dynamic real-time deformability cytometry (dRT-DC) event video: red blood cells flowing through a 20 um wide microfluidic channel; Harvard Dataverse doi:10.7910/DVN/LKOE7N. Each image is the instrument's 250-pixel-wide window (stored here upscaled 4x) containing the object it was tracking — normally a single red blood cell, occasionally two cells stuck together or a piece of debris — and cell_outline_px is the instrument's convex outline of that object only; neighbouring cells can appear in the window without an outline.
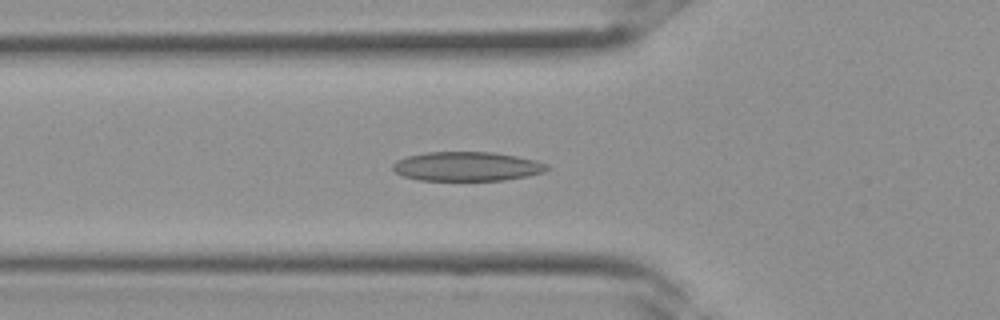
{"species": "Egyptian fruit bat (a non-hibernating species)", "species_latin": "Rousettus aegyptiacus", "temperature_condition": "room temperature", "stored_images_in_passage": 29, "camera_frame_rate_fps": 3000, "um_per_image_px": 0.085, "frame": {"image": 1, "passage_image": 6, "time_ms": 1.667, "image_size_px": [1000, 320], "cell_outline_px": [[548, 168], [544, 172], [528, 176], [504, 180], [420, 180], [404, 176], [396, 172], [392, 168], [392, 164], [396, 160], [408, 156], [428, 152], [492, 152], [516, 156], [536, 160], [548, 164]], "centroid_in_image_um": [39.7, 14.14], "position_along_channel_um": 86.1, "area_um2": 26.18}}
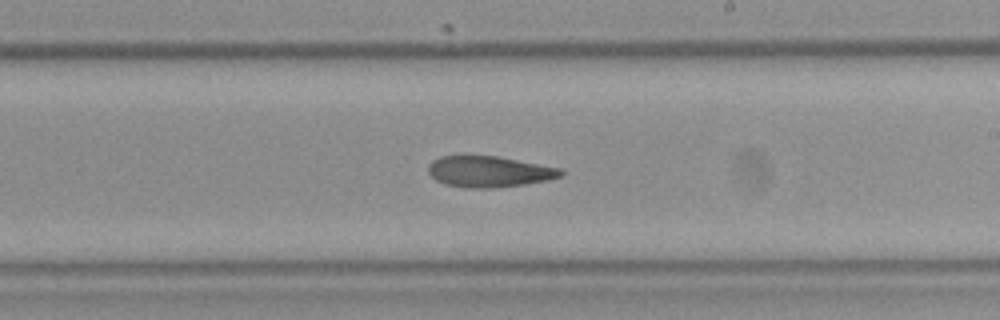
{"frame": {"image": 2, "passage_image": 14, "time_ms": 4.333, "image_size_px": [1000, 320], "cell_outline_px": [[564, 172], [560, 176], [548, 180], [524, 184], [492, 188], [468, 188], [444, 184], [436, 180], [428, 172], [428, 164], [432, 160], [440, 156], [496, 156], [564, 168]], "centroid_in_image_um": [41.58, 14.58], "position_along_channel_um": 247.4, "area_um2": 24.04}}
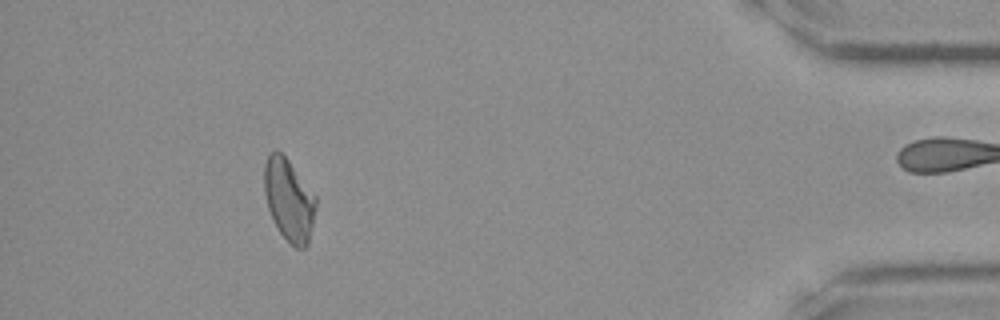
{"frame": {"image": 3, "passage_image": 25, "time_ms": 8.0, "image_size_px": [1000, 320], "cell_outline_px": [[316, 208], [308, 244], [304, 248], [296, 248], [280, 232], [268, 208], [264, 192], [264, 164], [268, 152], [276, 148], [288, 160], [316, 196]], "centroid_in_image_um": [24.55, 16.94], "position_along_channel_um": 410.7, "area_um2": 24.51}}